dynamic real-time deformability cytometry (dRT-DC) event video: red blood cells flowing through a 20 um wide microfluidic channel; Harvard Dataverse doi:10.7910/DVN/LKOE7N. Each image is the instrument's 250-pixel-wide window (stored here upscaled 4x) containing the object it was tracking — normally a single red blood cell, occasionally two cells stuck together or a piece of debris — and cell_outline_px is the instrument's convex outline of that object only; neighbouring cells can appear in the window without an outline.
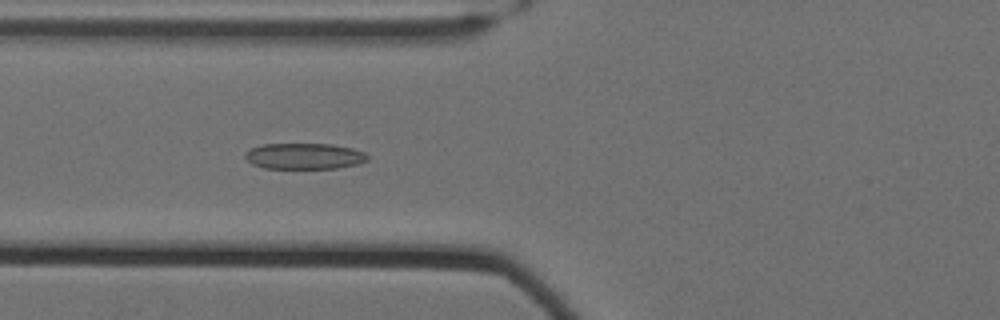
{"species": "Egyptian fruit bat (a non-hibernating species)", "species_latin": "Rousettus aegyptiacus", "temperature_condition": "cold", "stored_images_in_passage": 59, "camera_frame_rate_fps": 3000, "um_per_image_px": 0.085, "animal": {"sex": "female"}, "frame": {"image": 1, "passage_image": 25, "time_ms": 8.0, "image_size_px": [1000, 320], "cell_outline_px": [[368, 160], [356, 164], [336, 168], [264, 168], [252, 164], [244, 156], [244, 152], [260, 144], [332, 144], [352, 148], [364, 152], [368, 156]], "centroid_in_image_um": [25.84, 13.26], "position_along_channel_um": 100.0, "area_um2": 18.5}}
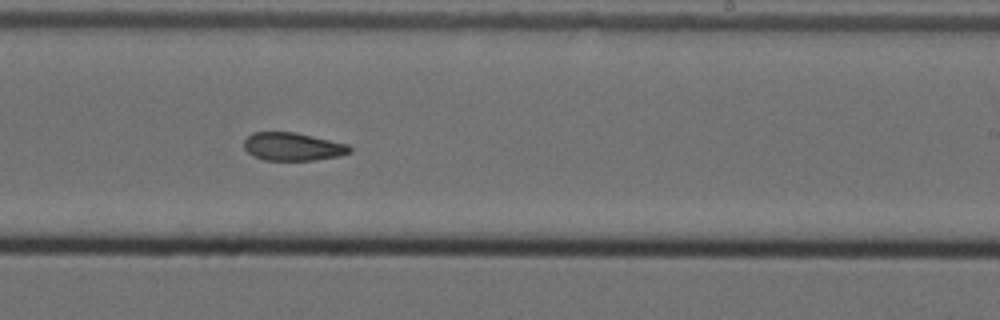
{"frame": {"image": 2, "passage_image": 39, "time_ms": 12.667, "image_size_px": [1000, 320], "cell_outline_px": [[352, 152], [340, 156], [312, 160], [264, 160], [252, 156], [244, 148], [244, 140], [252, 132], [296, 132], [348, 144], [352, 148]], "centroid_in_image_um": [24.89, 12.46], "position_along_channel_um": 264.1, "area_um2": 17.4}}
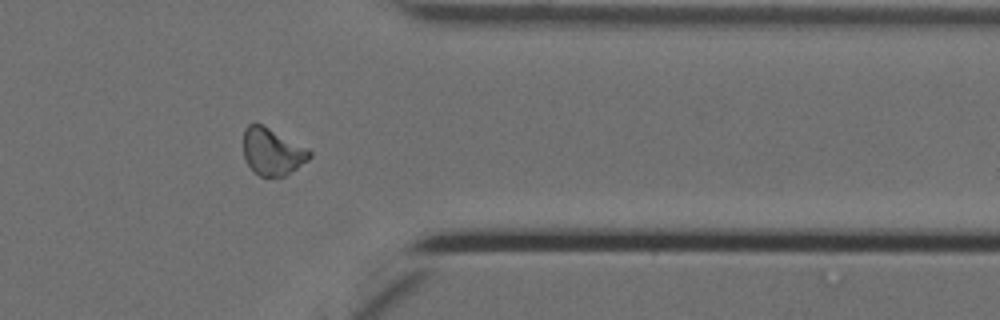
{"frame": {"image": 3, "passage_image": 50, "time_ms": 16.333, "image_size_px": [1000, 320], "cell_outline_px": [[312, 156], [308, 160], [284, 176], [260, 176], [244, 160], [244, 128], [248, 124], [260, 124], [268, 128], [312, 152]], "centroid_in_image_um": [23.11, 12.9], "position_along_channel_um": 388.3, "area_um2": 17.46}, "authors_computed_cell_mechanics": {"area_um2": 18.3804, "velocity_mm_per_s": 3.5016, "shape_relaxation_time_tau1_ms": null, "shape_relaxation_time_tau2_ms": 3.3998, "deformation_change_tau1": null, "deformation_change_tau2": 0.0955}}